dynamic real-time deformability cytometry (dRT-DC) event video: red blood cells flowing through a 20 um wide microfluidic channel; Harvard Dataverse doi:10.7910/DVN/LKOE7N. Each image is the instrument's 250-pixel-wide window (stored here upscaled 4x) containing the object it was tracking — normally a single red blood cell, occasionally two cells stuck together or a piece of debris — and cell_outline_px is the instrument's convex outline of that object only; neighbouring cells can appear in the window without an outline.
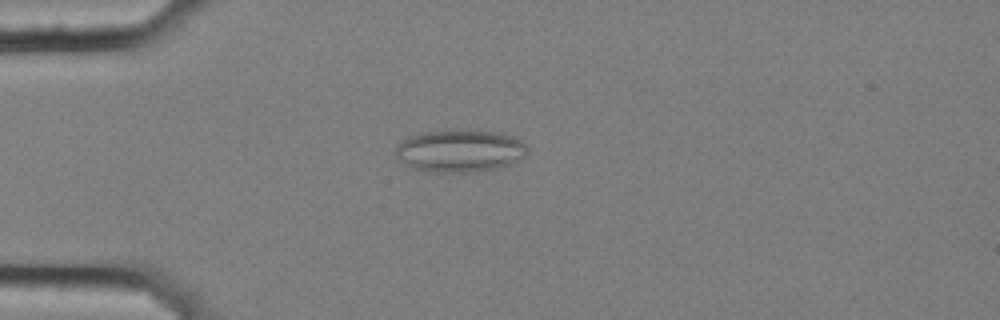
{"species": "common noctule bat (a hibernating species)", "species_latin": "Nyctalus noctula", "temperature_condition": "cold", "stored_images_in_passage": 58, "segment_of_instrument_passage": [1, 2], "camera_frame_rate_fps": 3000, "um_per_image_px": 0.085, "animal": {"sex": "female", "body_mass_g": 25.1}, "frame": {"image": 1, "passage_image": 16, "time_ms": 5.0, "image_size_px": [1000, 320], "cell_outline_px": [[528, 156], [512, 164], [496, 168], [476, 172], [436, 172], [416, 168], [408, 164], [396, 156], [396, 144], [408, 136], [424, 132], [456, 128], [460, 128], [496, 132], [512, 136], [528, 144]], "centroid_in_image_um": [39.16, 12.79], "position_along_channel_um": 45.8, "area_um2": 33.12}}